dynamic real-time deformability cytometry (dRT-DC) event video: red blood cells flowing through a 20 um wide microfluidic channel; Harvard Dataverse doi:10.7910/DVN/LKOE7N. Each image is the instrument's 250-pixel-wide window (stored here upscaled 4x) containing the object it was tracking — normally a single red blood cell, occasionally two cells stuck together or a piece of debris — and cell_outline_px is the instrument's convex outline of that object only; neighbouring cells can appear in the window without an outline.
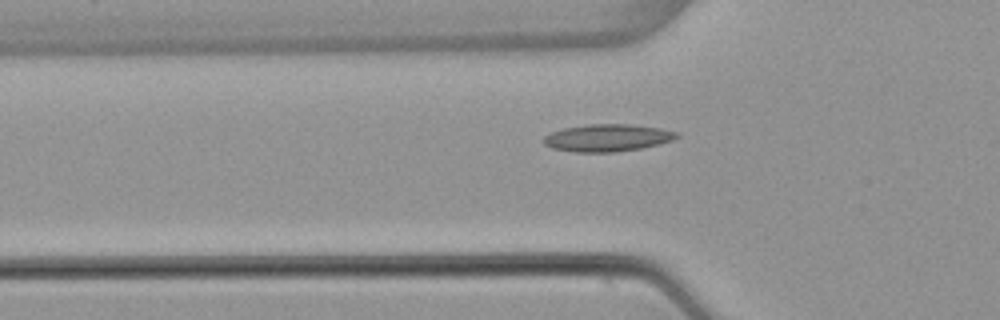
{"species": "common noctule bat (a hibernating species)", "species_latin": "Nyctalus noctula", "temperature_condition": "warm", "stored_images_in_passage": 39, "camera_frame_rate_fps": 3000, "um_per_image_px": 0.085, "animal": {"sex": "female", "body_mass_g": 22.7, "forearm_length_mm": 54.2}, "frame": {"image": 1, "passage_image": 5, "time_ms": 1.333, "image_size_px": [1000, 320], "cell_outline_px": [[680, 136], [672, 140], [660, 144], [640, 148], [616, 152], [576, 152], [552, 148], [544, 144], [540, 140], [544, 136], [552, 132], [564, 128], [588, 124], [632, 124], [660, 128], [676, 132]], "centroid_in_image_um": [51.61, 11.71], "position_along_channel_um": 74.2, "area_um2": 21.21}}
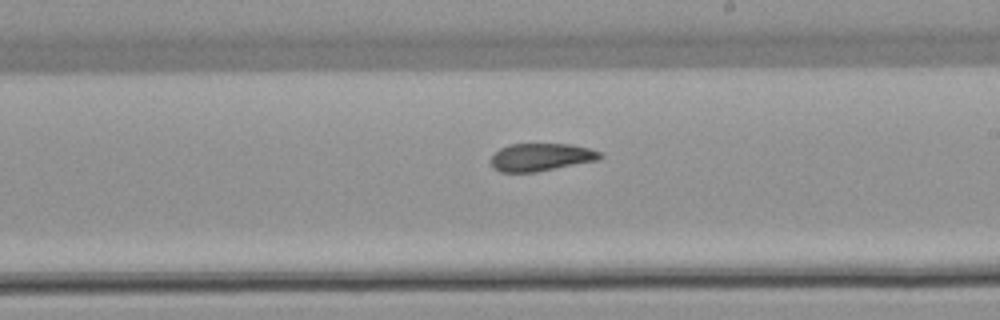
{"frame": {"image": 2, "passage_image": 18, "time_ms": 5.667, "image_size_px": [1000, 320], "cell_outline_px": [[604, 156], [600, 160], [536, 172], [500, 172], [492, 168], [488, 160], [500, 148], [508, 144], [572, 144], [588, 148], [600, 152]], "centroid_in_image_um": [45.97, 13.36], "position_along_channel_um": 243.0, "area_um2": 17.92}}
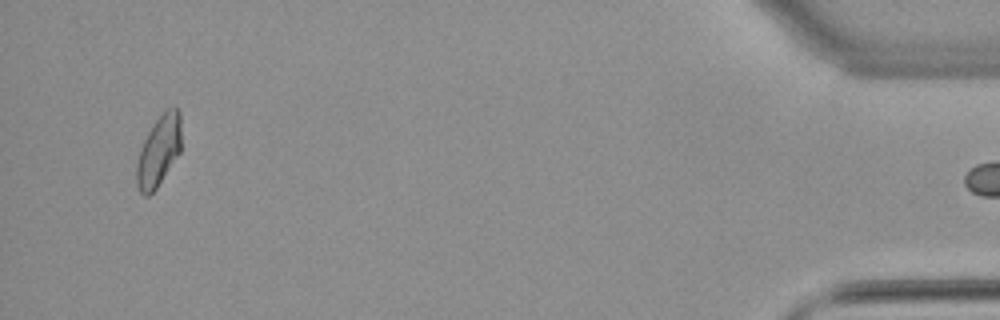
{"frame": {"image": 3, "passage_image": 38, "time_ms": 12.333, "image_size_px": [1000, 320], "cell_outline_px": [[180, 152], [156, 188], [148, 196], [144, 196], [140, 192], [136, 184], [136, 164], [140, 148], [152, 124], [168, 108], [176, 104], [180, 112]], "centroid_in_image_um": [13.48, 12.81], "position_along_channel_um": 421.7, "area_um2": 18.32}}